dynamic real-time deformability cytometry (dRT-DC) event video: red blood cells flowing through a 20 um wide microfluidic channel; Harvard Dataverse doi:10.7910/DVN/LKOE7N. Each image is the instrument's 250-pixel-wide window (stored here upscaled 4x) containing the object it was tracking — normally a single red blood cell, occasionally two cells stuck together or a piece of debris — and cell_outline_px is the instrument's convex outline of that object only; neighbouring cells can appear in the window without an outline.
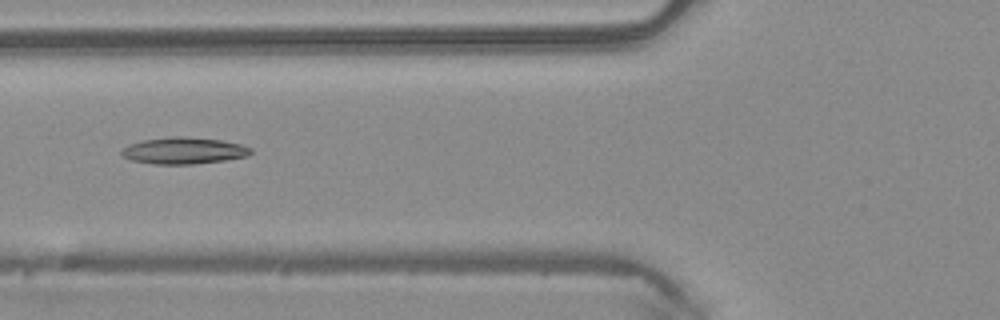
{"species": "common noctule bat (a hibernating species)", "species_latin": "Nyctalus noctula", "temperature_condition": "warm", "stored_images_in_passage": 10, "camera_frame_rate_fps": 3000, "um_per_image_px": 0.085, "animal": {"sex": "male", "body_mass_g": 20.4}, "frame": {"image": 1, "passage_image": 4, "time_ms": 1.0, "image_size_px": [1000, 320], "cell_outline_px": [[252, 152], [248, 156], [224, 160], [192, 164], [152, 164], [132, 160], [124, 156], [120, 152], [128, 144], [144, 140], [172, 136], [184, 136], [220, 140], [240, 144], [252, 148]], "centroid_in_image_um": [15.63, 12.8], "position_along_channel_um": 110.2, "area_um2": 19.94}}
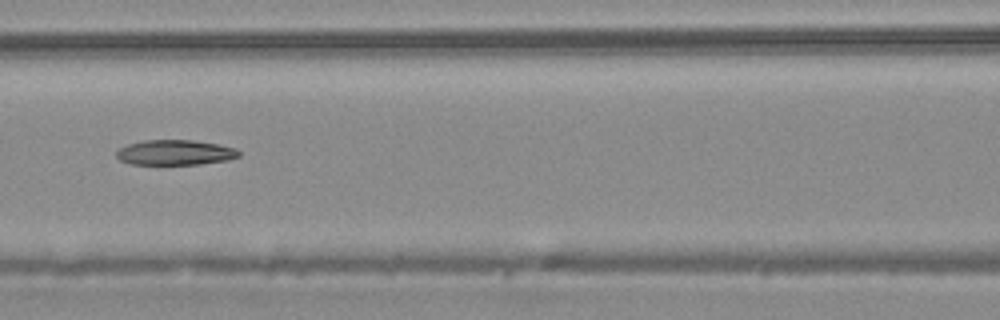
{"frame": {"image": 2, "passage_image": 7, "time_ms": 2.0, "image_size_px": [1000, 320], "cell_outline_px": [[240, 156], [228, 160], [200, 164], [128, 164], [120, 160], [116, 156], [116, 152], [120, 148], [128, 144], [144, 140], [192, 140], [216, 144], [236, 148], [240, 152]], "centroid_in_image_um": [14.88, 12.96], "position_along_channel_um": 151.7, "area_um2": 17.92}}